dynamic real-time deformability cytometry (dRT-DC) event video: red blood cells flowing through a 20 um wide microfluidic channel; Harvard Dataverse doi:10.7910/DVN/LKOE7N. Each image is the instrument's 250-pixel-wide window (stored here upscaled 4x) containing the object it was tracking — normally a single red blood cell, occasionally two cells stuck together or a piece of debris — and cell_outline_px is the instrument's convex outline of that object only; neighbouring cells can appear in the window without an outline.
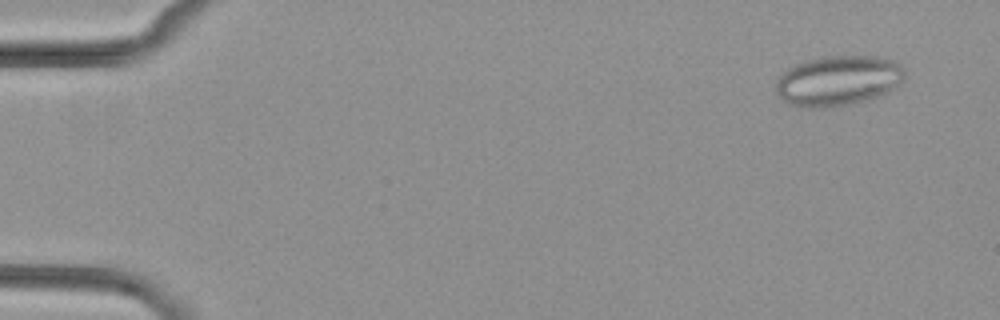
{"species": "common noctule bat (a hibernating species)", "species_latin": "Nyctalus noctula", "temperature_condition": "cold", "stored_images_in_passage": 5, "camera_frame_rate_fps": 3000, "um_per_image_px": 0.085, "animal": {"sex": "female", "body_mass_g": 29.2, "forearm_length_mm": 56.3}, "frame": {"image": 1, "passage_image": 2, "time_ms": 1.0, "image_size_px": [1000, 320], "cell_outline_px": [[904, 80], [896, 88], [876, 96], [864, 100], [832, 108], [808, 108], [792, 104], [784, 100], [776, 92], [776, 80], [788, 68], [796, 64], [808, 60], [824, 56], [876, 56], [892, 60], [900, 64], [904, 68]], "centroid_in_image_um": [71.26, 6.85], "position_along_channel_um": 13.7, "area_um2": 37.57}}